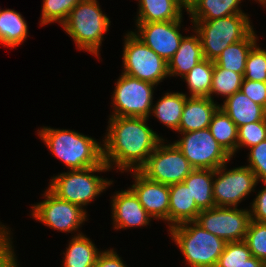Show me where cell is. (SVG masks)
I'll use <instances>...</instances> for the list:
<instances>
[{"label": "cell", "instance_id": "1", "mask_svg": "<svg viewBox=\"0 0 266 267\" xmlns=\"http://www.w3.org/2000/svg\"><path fill=\"white\" fill-rule=\"evenodd\" d=\"M149 118L110 116L103 140V162L123 171L139 170L163 140L149 126Z\"/></svg>", "mask_w": 266, "mask_h": 267}, {"label": "cell", "instance_id": "2", "mask_svg": "<svg viewBox=\"0 0 266 267\" xmlns=\"http://www.w3.org/2000/svg\"><path fill=\"white\" fill-rule=\"evenodd\" d=\"M52 154L69 170L99 166L103 163V145L94 138L67 129L43 127L37 131Z\"/></svg>", "mask_w": 266, "mask_h": 267}, {"label": "cell", "instance_id": "3", "mask_svg": "<svg viewBox=\"0 0 266 267\" xmlns=\"http://www.w3.org/2000/svg\"><path fill=\"white\" fill-rule=\"evenodd\" d=\"M169 231L189 267H216L227 244L195 221L175 225Z\"/></svg>", "mask_w": 266, "mask_h": 267}, {"label": "cell", "instance_id": "4", "mask_svg": "<svg viewBox=\"0 0 266 267\" xmlns=\"http://www.w3.org/2000/svg\"><path fill=\"white\" fill-rule=\"evenodd\" d=\"M110 22L97 0H81L72 8L62 27L79 50H86L99 57L104 33L108 32Z\"/></svg>", "mask_w": 266, "mask_h": 267}, {"label": "cell", "instance_id": "5", "mask_svg": "<svg viewBox=\"0 0 266 267\" xmlns=\"http://www.w3.org/2000/svg\"><path fill=\"white\" fill-rule=\"evenodd\" d=\"M197 32L204 58L215 61L230 44L244 40L252 31L246 13L212 20H191Z\"/></svg>", "mask_w": 266, "mask_h": 267}, {"label": "cell", "instance_id": "6", "mask_svg": "<svg viewBox=\"0 0 266 267\" xmlns=\"http://www.w3.org/2000/svg\"><path fill=\"white\" fill-rule=\"evenodd\" d=\"M109 169L103 162L99 166L69 170V172L60 173L51 178L52 182H50L48 189L58 198L83 208L113 184V181L93 174Z\"/></svg>", "mask_w": 266, "mask_h": 267}, {"label": "cell", "instance_id": "7", "mask_svg": "<svg viewBox=\"0 0 266 267\" xmlns=\"http://www.w3.org/2000/svg\"><path fill=\"white\" fill-rule=\"evenodd\" d=\"M122 73L148 81L156 86L168 77V63L149 48L134 32L126 34Z\"/></svg>", "mask_w": 266, "mask_h": 267}, {"label": "cell", "instance_id": "8", "mask_svg": "<svg viewBox=\"0 0 266 267\" xmlns=\"http://www.w3.org/2000/svg\"><path fill=\"white\" fill-rule=\"evenodd\" d=\"M155 84L121 74L113 91L111 116L148 118L151 114Z\"/></svg>", "mask_w": 266, "mask_h": 267}, {"label": "cell", "instance_id": "9", "mask_svg": "<svg viewBox=\"0 0 266 267\" xmlns=\"http://www.w3.org/2000/svg\"><path fill=\"white\" fill-rule=\"evenodd\" d=\"M193 170L175 144H164V139L139 169L148 179L166 185L183 182Z\"/></svg>", "mask_w": 266, "mask_h": 267}, {"label": "cell", "instance_id": "10", "mask_svg": "<svg viewBox=\"0 0 266 267\" xmlns=\"http://www.w3.org/2000/svg\"><path fill=\"white\" fill-rule=\"evenodd\" d=\"M183 137L174 142L194 169L215 170L231 160L208 128L180 133Z\"/></svg>", "mask_w": 266, "mask_h": 267}, {"label": "cell", "instance_id": "11", "mask_svg": "<svg viewBox=\"0 0 266 267\" xmlns=\"http://www.w3.org/2000/svg\"><path fill=\"white\" fill-rule=\"evenodd\" d=\"M250 221V210L220 206L201 210L195 220L206 231L226 242L244 241Z\"/></svg>", "mask_w": 266, "mask_h": 267}, {"label": "cell", "instance_id": "12", "mask_svg": "<svg viewBox=\"0 0 266 267\" xmlns=\"http://www.w3.org/2000/svg\"><path fill=\"white\" fill-rule=\"evenodd\" d=\"M226 164L215 169L213 198L215 206L238 207L245 197L254 191L258 180L247 166L226 170Z\"/></svg>", "mask_w": 266, "mask_h": 267}, {"label": "cell", "instance_id": "13", "mask_svg": "<svg viewBox=\"0 0 266 267\" xmlns=\"http://www.w3.org/2000/svg\"><path fill=\"white\" fill-rule=\"evenodd\" d=\"M44 196V201L32 206L31 216L47 227L70 233L86 221V209L58 198L49 189Z\"/></svg>", "mask_w": 266, "mask_h": 267}, {"label": "cell", "instance_id": "14", "mask_svg": "<svg viewBox=\"0 0 266 267\" xmlns=\"http://www.w3.org/2000/svg\"><path fill=\"white\" fill-rule=\"evenodd\" d=\"M182 20L137 23L138 33L134 34L168 63L184 37L180 33Z\"/></svg>", "mask_w": 266, "mask_h": 267}, {"label": "cell", "instance_id": "15", "mask_svg": "<svg viewBox=\"0 0 266 267\" xmlns=\"http://www.w3.org/2000/svg\"><path fill=\"white\" fill-rule=\"evenodd\" d=\"M131 189L146 212L153 219H163L169 224V185L148 179L139 170L132 171Z\"/></svg>", "mask_w": 266, "mask_h": 267}, {"label": "cell", "instance_id": "16", "mask_svg": "<svg viewBox=\"0 0 266 267\" xmlns=\"http://www.w3.org/2000/svg\"><path fill=\"white\" fill-rule=\"evenodd\" d=\"M111 201L114 229L147 226L151 217L131 188L117 191Z\"/></svg>", "mask_w": 266, "mask_h": 267}, {"label": "cell", "instance_id": "17", "mask_svg": "<svg viewBox=\"0 0 266 267\" xmlns=\"http://www.w3.org/2000/svg\"><path fill=\"white\" fill-rule=\"evenodd\" d=\"M220 105L208 97H187L177 132L185 133L208 128Z\"/></svg>", "mask_w": 266, "mask_h": 267}, {"label": "cell", "instance_id": "18", "mask_svg": "<svg viewBox=\"0 0 266 267\" xmlns=\"http://www.w3.org/2000/svg\"><path fill=\"white\" fill-rule=\"evenodd\" d=\"M219 108L230 117L238 128L266 118V109L252 101L241 91L235 92L226 98Z\"/></svg>", "mask_w": 266, "mask_h": 267}, {"label": "cell", "instance_id": "19", "mask_svg": "<svg viewBox=\"0 0 266 267\" xmlns=\"http://www.w3.org/2000/svg\"><path fill=\"white\" fill-rule=\"evenodd\" d=\"M200 209L183 182L169 185V229L188 221H195Z\"/></svg>", "mask_w": 266, "mask_h": 267}, {"label": "cell", "instance_id": "20", "mask_svg": "<svg viewBox=\"0 0 266 267\" xmlns=\"http://www.w3.org/2000/svg\"><path fill=\"white\" fill-rule=\"evenodd\" d=\"M196 35L184 36L178 50L168 62V75L184 77L198 62L205 59L200 38Z\"/></svg>", "mask_w": 266, "mask_h": 267}, {"label": "cell", "instance_id": "21", "mask_svg": "<svg viewBox=\"0 0 266 267\" xmlns=\"http://www.w3.org/2000/svg\"><path fill=\"white\" fill-rule=\"evenodd\" d=\"M136 23L166 22L182 18L179 0H139Z\"/></svg>", "mask_w": 266, "mask_h": 267}, {"label": "cell", "instance_id": "22", "mask_svg": "<svg viewBox=\"0 0 266 267\" xmlns=\"http://www.w3.org/2000/svg\"><path fill=\"white\" fill-rule=\"evenodd\" d=\"M214 176L215 170L194 169L183 181L200 210H207L215 206L213 198Z\"/></svg>", "mask_w": 266, "mask_h": 267}, {"label": "cell", "instance_id": "23", "mask_svg": "<svg viewBox=\"0 0 266 267\" xmlns=\"http://www.w3.org/2000/svg\"><path fill=\"white\" fill-rule=\"evenodd\" d=\"M254 30L244 39L225 48L214 61L219 67L231 70L244 76L245 64L250 50L257 44Z\"/></svg>", "mask_w": 266, "mask_h": 267}, {"label": "cell", "instance_id": "24", "mask_svg": "<svg viewBox=\"0 0 266 267\" xmlns=\"http://www.w3.org/2000/svg\"><path fill=\"white\" fill-rule=\"evenodd\" d=\"M99 253L90 238L83 233L76 234L63 253V267H94Z\"/></svg>", "mask_w": 266, "mask_h": 267}, {"label": "cell", "instance_id": "25", "mask_svg": "<svg viewBox=\"0 0 266 267\" xmlns=\"http://www.w3.org/2000/svg\"><path fill=\"white\" fill-rule=\"evenodd\" d=\"M187 95L184 93H165V95L153 105L151 113L155 118L162 122L167 128L175 130L179 129L181 116Z\"/></svg>", "mask_w": 266, "mask_h": 267}, {"label": "cell", "instance_id": "26", "mask_svg": "<svg viewBox=\"0 0 266 267\" xmlns=\"http://www.w3.org/2000/svg\"><path fill=\"white\" fill-rule=\"evenodd\" d=\"M28 36V26L20 13L5 9L0 13V44L15 48Z\"/></svg>", "mask_w": 266, "mask_h": 267}, {"label": "cell", "instance_id": "27", "mask_svg": "<svg viewBox=\"0 0 266 267\" xmlns=\"http://www.w3.org/2000/svg\"><path fill=\"white\" fill-rule=\"evenodd\" d=\"M208 129L219 145L234 156L238 150V127L222 109L216 110Z\"/></svg>", "mask_w": 266, "mask_h": 267}, {"label": "cell", "instance_id": "28", "mask_svg": "<svg viewBox=\"0 0 266 267\" xmlns=\"http://www.w3.org/2000/svg\"><path fill=\"white\" fill-rule=\"evenodd\" d=\"M241 0H199L188 12L191 20H212L244 13L239 7Z\"/></svg>", "mask_w": 266, "mask_h": 267}, {"label": "cell", "instance_id": "29", "mask_svg": "<svg viewBox=\"0 0 266 267\" xmlns=\"http://www.w3.org/2000/svg\"><path fill=\"white\" fill-rule=\"evenodd\" d=\"M214 61L203 59L198 62L184 77L191 97H208L212 86Z\"/></svg>", "mask_w": 266, "mask_h": 267}, {"label": "cell", "instance_id": "30", "mask_svg": "<svg viewBox=\"0 0 266 267\" xmlns=\"http://www.w3.org/2000/svg\"><path fill=\"white\" fill-rule=\"evenodd\" d=\"M244 76L242 74L235 73L228 69L219 67L214 62V71L212 75V86L210 91V98L215 93L228 98L235 92L240 91Z\"/></svg>", "mask_w": 266, "mask_h": 267}, {"label": "cell", "instance_id": "31", "mask_svg": "<svg viewBox=\"0 0 266 267\" xmlns=\"http://www.w3.org/2000/svg\"><path fill=\"white\" fill-rule=\"evenodd\" d=\"M81 0H43L40 26L58 22L63 24L72 8Z\"/></svg>", "mask_w": 266, "mask_h": 267}, {"label": "cell", "instance_id": "32", "mask_svg": "<svg viewBox=\"0 0 266 267\" xmlns=\"http://www.w3.org/2000/svg\"><path fill=\"white\" fill-rule=\"evenodd\" d=\"M244 242L251 251V255L266 264V223L251 220Z\"/></svg>", "mask_w": 266, "mask_h": 267}, {"label": "cell", "instance_id": "33", "mask_svg": "<svg viewBox=\"0 0 266 267\" xmlns=\"http://www.w3.org/2000/svg\"><path fill=\"white\" fill-rule=\"evenodd\" d=\"M244 79L266 82V50L261 49L257 44L247 57Z\"/></svg>", "mask_w": 266, "mask_h": 267}, {"label": "cell", "instance_id": "34", "mask_svg": "<svg viewBox=\"0 0 266 267\" xmlns=\"http://www.w3.org/2000/svg\"><path fill=\"white\" fill-rule=\"evenodd\" d=\"M251 256V251L244 241L227 242L216 267H237Z\"/></svg>", "mask_w": 266, "mask_h": 267}, {"label": "cell", "instance_id": "35", "mask_svg": "<svg viewBox=\"0 0 266 267\" xmlns=\"http://www.w3.org/2000/svg\"><path fill=\"white\" fill-rule=\"evenodd\" d=\"M266 140V118L238 128V149L251 148Z\"/></svg>", "mask_w": 266, "mask_h": 267}, {"label": "cell", "instance_id": "36", "mask_svg": "<svg viewBox=\"0 0 266 267\" xmlns=\"http://www.w3.org/2000/svg\"><path fill=\"white\" fill-rule=\"evenodd\" d=\"M247 167L255 174L258 181L266 183V140L250 148Z\"/></svg>", "mask_w": 266, "mask_h": 267}, {"label": "cell", "instance_id": "37", "mask_svg": "<svg viewBox=\"0 0 266 267\" xmlns=\"http://www.w3.org/2000/svg\"><path fill=\"white\" fill-rule=\"evenodd\" d=\"M240 91L266 109V82L243 79Z\"/></svg>", "mask_w": 266, "mask_h": 267}, {"label": "cell", "instance_id": "38", "mask_svg": "<svg viewBox=\"0 0 266 267\" xmlns=\"http://www.w3.org/2000/svg\"><path fill=\"white\" fill-rule=\"evenodd\" d=\"M253 200L250 210L251 220L266 223V183Z\"/></svg>", "mask_w": 266, "mask_h": 267}, {"label": "cell", "instance_id": "39", "mask_svg": "<svg viewBox=\"0 0 266 267\" xmlns=\"http://www.w3.org/2000/svg\"><path fill=\"white\" fill-rule=\"evenodd\" d=\"M94 267H127L114 249L101 251Z\"/></svg>", "mask_w": 266, "mask_h": 267}, {"label": "cell", "instance_id": "40", "mask_svg": "<svg viewBox=\"0 0 266 267\" xmlns=\"http://www.w3.org/2000/svg\"><path fill=\"white\" fill-rule=\"evenodd\" d=\"M237 267H266V264L258 258L251 256L245 263L240 264Z\"/></svg>", "mask_w": 266, "mask_h": 267}, {"label": "cell", "instance_id": "41", "mask_svg": "<svg viewBox=\"0 0 266 267\" xmlns=\"http://www.w3.org/2000/svg\"><path fill=\"white\" fill-rule=\"evenodd\" d=\"M199 0H179V3L187 13L196 5Z\"/></svg>", "mask_w": 266, "mask_h": 267}, {"label": "cell", "instance_id": "42", "mask_svg": "<svg viewBox=\"0 0 266 267\" xmlns=\"http://www.w3.org/2000/svg\"><path fill=\"white\" fill-rule=\"evenodd\" d=\"M10 231L0 223V245L9 237Z\"/></svg>", "mask_w": 266, "mask_h": 267}, {"label": "cell", "instance_id": "43", "mask_svg": "<svg viewBox=\"0 0 266 267\" xmlns=\"http://www.w3.org/2000/svg\"><path fill=\"white\" fill-rule=\"evenodd\" d=\"M261 3L262 6H266V0H255Z\"/></svg>", "mask_w": 266, "mask_h": 267}]
</instances>
